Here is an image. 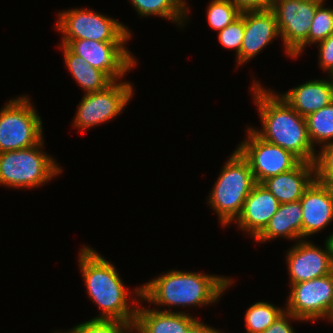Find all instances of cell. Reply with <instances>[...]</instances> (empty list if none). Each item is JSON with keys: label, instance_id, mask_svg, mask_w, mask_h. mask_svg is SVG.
I'll list each match as a JSON object with an SVG mask.
<instances>
[{"label": "cell", "instance_id": "6da1fadb", "mask_svg": "<svg viewBox=\"0 0 333 333\" xmlns=\"http://www.w3.org/2000/svg\"><path fill=\"white\" fill-rule=\"evenodd\" d=\"M78 263L87 295L100 308L101 314L94 318L118 319L133 328L142 297L141 286L132 292L128 290L115 265L91 246L83 245L78 254ZM129 299L133 304L129 303Z\"/></svg>", "mask_w": 333, "mask_h": 333}, {"label": "cell", "instance_id": "7a4b0ae2", "mask_svg": "<svg viewBox=\"0 0 333 333\" xmlns=\"http://www.w3.org/2000/svg\"><path fill=\"white\" fill-rule=\"evenodd\" d=\"M252 82V99L262 126L261 129L252 126V130L265 141L291 152L301 162L314 163L317 151L309 139L305 117L282 99L279 92L264 88L255 78Z\"/></svg>", "mask_w": 333, "mask_h": 333}, {"label": "cell", "instance_id": "3957f363", "mask_svg": "<svg viewBox=\"0 0 333 333\" xmlns=\"http://www.w3.org/2000/svg\"><path fill=\"white\" fill-rule=\"evenodd\" d=\"M234 280L222 275L170 270L141 285L142 301L157 307H203L220 301Z\"/></svg>", "mask_w": 333, "mask_h": 333}, {"label": "cell", "instance_id": "277c9868", "mask_svg": "<svg viewBox=\"0 0 333 333\" xmlns=\"http://www.w3.org/2000/svg\"><path fill=\"white\" fill-rule=\"evenodd\" d=\"M217 176L207 203L226 228L234 224L241 214L244 201L256 182L248 161L237 149L231 153Z\"/></svg>", "mask_w": 333, "mask_h": 333}, {"label": "cell", "instance_id": "5b68a950", "mask_svg": "<svg viewBox=\"0 0 333 333\" xmlns=\"http://www.w3.org/2000/svg\"><path fill=\"white\" fill-rule=\"evenodd\" d=\"M44 139L25 149L0 153V186L33 189L45 185L62 173L52 155L43 151Z\"/></svg>", "mask_w": 333, "mask_h": 333}, {"label": "cell", "instance_id": "8992f818", "mask_svg": "<svg viewBox=\"0 0 333 333\" xmlns=\"http://www.w3.org/2000/svg\"><path fill=\"white\" fill-rule=\"evenodd\" d=\"M32 104L30 97L21 95L0 109V153L35 146L44 139L42 118Z\"/></svg>", "mask_w": 333, "mask_h": 333}, {"label": "cell", "instance_id": "52a82bcc", "mask_svg": "<svg viewBox=\"0 0 333 333\" xmlns=\"http://www.w3.org/2000/svg\"><path fill=\"white\" fill-rule=\"evenodd\" d=\"M56 29L61 40H95L99 42H128L132 31L115 18L90 8H71L57 14Z\"/></svg>", "mask_w": 333, "mask_h": 333}, {"label": "cell", "instance_id": "ba28073f", "mask_svg": "<svg viewBox=\"0 0 333 333\" xmlns=\"http://www.w3.org/2000/svg\"><path fill=\"white\" fill-rule=\"evenodd\" d=\"M318 0H272L284 52L292 59L298 58L308 46V36Z\"/></svg>", "mask_w": 333, "mask_h": 333}, {"label": "cell", "instance_id": "9c48e42d", "mask_svg": "<svg viewBox=\"0 0 333 333\" xmlns=\"http://www.w3.org/2000/svg\"><path fill=\"white\" fill-rule=\"evenodd\" d=\"M131 82L113 81L104 90L83 95L78 104L73 126L84 133L87 129L116 119L134 95Z\"/></svg>", "mask_w": 333, "mask_h": 333}, {"label": "cell", "instance_id": "30bf717a", "mask_svg": "<svg viewBox=\"0 0 333 333\" xmlns=\"http://www.w3.org/2000/svg\"><path fill=\"white\" fill-rule=\"evenodd\" d=\"M74 54L83 57L90 66L103 71L112 81H121L138 65L127 42H99L95 40H61ZM128 72V73H127Z\"/></svg>", "mask_w": 333, "mask_h": 333}, {"label": "cell", "instance_id": "8fae6325", "mask_svg": "<svg viewBox=\"0 0 333 333\" xmlns=\"http://www.w3.org/2000/svg\"><path fill=\"white\" fill-rule=\"evenodd\" d=\"M247 137L236 147L248 161L256 183L269 177L288 172L301 161L286 149L260 138L247 126Z\"/></svg>", "mask_w": 333, "mask_h": 333}, {"label": "cell", "instance_id": "7c38bea8", "mask_svg": "<svg viewBox=\"0 0 333 333\" xmlns=\"http://www.w3.org/2000/svg\"><path fill=\"white\" fill-rule=\"evenodd\" d=\"M289 287L285 311L305 322L328 318L333 306V272Z\"/></svg>", "mask_w": 333, "mask_h": 333}, {"label": "cell", "instance_id": "4fadbf2b", "mask_svg": "<svg viewBox=\"0 0 333 333\" xmlns=\"http://www.w3.org/2000/svg\"><path fill=\"white\" fill-rule=\"evenodd\" d=\"M285 255L289 285L320 278L333 272L331 255L325 241L323 248L308 239L298 240L288 248Z\"/></svg>", "mask_w": 333, "mask_h": 333}, {"label": "cell", "instance_id": "5bb4252c", "mask_svg": "<svg viewBox=\"0 0 333 333\" xmlns=\"http://www.w3.org/2000/svg\"><path fill=\"white\" fill-rule=\"evenodd\" d=\"M244 19V38L239 55L236 57L237 67L255 58L266 46L276 38L280 39L274 12L269 8L260 11H247L240 14Z\"/></svg>", "mask_w": 333, "mask_h": 333}, {"label": "cell", "instance_id": "9a60e30c", "mask_svg": "<svg viewBox=\"0 0 333 333\" xmlns=\"http://www.w3.org/2000/svg\"><path fill=\"white\" fill-rule=\"evenodd\" d=\"M279 205L277 198L263 184L256 183L234 223L254 240L268 225Z\"/></svg>", "mask_w": 333, "mask_h": 333}, {"label": "cell", "instance_id": "2e32d148", "mask_svg": "<svg viewBox=\"0 0 333 333\" xmlns=\"http://www.w3.org/2000/svg\"><path fill=\"white\" fill-rule=\"evenodd\" d=\"M302 239L318 234L333 221V202L323 183L314 180L300 198Z\"/></svg>", "mask_w": 333, "mask_h": 333}, {"label": "cell", "instance_id": "e0dca14e", "mask_svg": "<svg viewBox=\"0 0 333 333\" xmlns=\"http://www.w3.org/2000/svg\"><path fill=\"white\" fill-rule=\"evenodd\" d=\"M142 298L137 307L136 319L132 332L134 333H185L197 320L196 317L184 311L168 309L144 308ZM159 309V310H158Z\"/></svg>", "mask_w": 333, "mask_h": 333}, {"label": "cell", "instance_id": "ac0fdd59", "mask_svg": "<svg viewBox=\"0 0 333 333\" xmlns=\"http://www.w3.org/2000/svg\"><path fill=\"white\" fill-rule=\"evenodd\" d=\"M283 93L278 95L301 116L306 117L333 102V82L330 78L311 79Z\"/></svg>", "mask_w": 333, "mask_h": 333}, {"label": "cell", "instance_id": "d6986e66", "mask_svg": "<svg viewBox=\"0 0 333 333\" xmlns=\"http://www.w3.org/2000/svg\"><path fill=\"white\" fill-rule=\"evenodd\" d=\"M315 180L314 163L300 162L292 170L267 178L263 184L280 204L299 201Z\"/></svg>", "mask_w": 333, "mask_h": 333}, {"label": "cell", "instance_id": "ffe728a7", "mask_svg": "<svg viewBox=\"0 0 333 333\" xmlns=\"http://www.w3.org/2000/svg\"><path fill=\"white\" fill-rule=\"evenodd\" d=\"M277 238L302 240V207L300 200L280 204L265 229L254 239L263 243Z\"/></svg>", "mask_w": 333, "mask_h": 333}, {"label": "cell", "instance_id": "44dd1931", "mask_svg": "<svg viewBox=\"0 0 333 333\" xmlns=\"http://www.w3.org/2000/svg\"><path fill=\"white\" fill-rule=\"evenodd\" d=\"M59 48L62 50L66 68L85 94L104 90L113 82L103 71L90 66L83 57L74 54L66 45L61 44Z\"/></svg>", "mask_w": 333, "mask_h": 333}, {"label": "cell", "instance_id": "7402d4cb", "mask_svg": "<svg viewBox=\"0 0 333 333\" xmlns=\"http://www.w3.org/2000/svg\"><path fill=\"white\" fill-rule=\"evenodd\" d=\"M141 17L159 16L183 28L189 20L186 0H129Z\"/></svg>", "mask_w": 333, "mask_h": 333}, {"label": "cell", "instance_id": "603a6c76", "mask_svg": "<svg viewBox=\"0 0 333 333\" xmlns=\"http://www.w3.org/2000/svg\"><path fill=\"white\" fill-rule=\"evenodd\" d=\"M309 139L314 148L333 142V102L305 117ZM316 144V145H315Z\"/></svg>", "mask_w": 333, "mask_h": 333}, {"label": "cell", "instance_id": "cb8c5ba5", "mask_svg": "<svg viewBox=\"0 0 333 333\" xmlns=\"http://www.w3.org/2000/svg\"><path fill=\"white\" fill-rule=\"evenodd\" d=\"M284 312L285 307H277L268 301L252 304L245 313L246 333H263Z\"/></svg>", "mask_w": 333, "mask_h": 333}, {"label": "cell", "instance_id": "d4e9b609", "mask_svg": "<svg viewBox=\"0 0 333 333\" xmlns=\"http://www.w3.org/2000/svg\"><path fill=\"white\" fill-rule=\"evenodd\" d=\"M207 7L208 25L216 31L223 30L241 14L231 0H210Z\"/></svg>", "mask_w": 333, "mask_h": 333}, {"label": "cell", "instance_id": "484cf974", "mask_svg": "<svg viewBox=\"0 0 333 333\" xmlns=\"http://www.w3.org/2000/svg\"><path fill=\"white\" fill-rule=\"evenodd\" d=\"M62 333H133L132 327L118 319L92 318Z\"/></svg>", "mask_w": 333, "mask_h": 333}, {"label": "cell", "instance_id": "4316f807", "mask_svg": "<svg viewBox=\"0 0 333 333\" xmlns=\"http://www.w3.org/2000/svg\"><path fill=\"white\" fill-rule=\"evenodd\" d=\"M322 2L315 11L308 36V45L317 44L333 34V8Z\"/></svg>", "mask_w": 333, "mask_h": 333}, {"label": "cell", "instance_id": "83f0119b", "mask_svg": "<svg viewBox=\"0 0 333 333\" xmlns=\"http://www.w3.org/2000/svg\"><path fill=\"white\" fill-rule=\"evenodd\" d=\"M244 30V19L240 15L235 21L218 32V40L222 47L226 49H235L236 57L240 53L244 38Z\"/></svg>", "mask_w": 333, "mask_h": 333}, {"label": "cell", "instance_id": "f1b7e54d", "mask_svg": "<svg viewBox=\"0 0 333 333\" xmlns=\"http://www.w3.org/2000/svg\"><path fill=\"white\" fill-rule=\"evenodd\" d=\"M314 161L315 178H333V142L320 147Z\"/></svg>", "mask_w": 333, "mask_h": 333}, {"label": "cell", "instance_id": "f546056e", "mask_svg": "<svg viewBox=\"0 0 333 333\" xmlns=\"http://www.w3.org/2000/svg\"><path fill=\"white\" fill-rule=\"evenodd\" d=\"M316 45L319 49V54L317 55L319 68L329 74L333 70V34Z\"/></svg>", "mask_w": 333, "mask_h": 333}, {"label": "cell", "instance_id": "4dcf8cb0", "mask_svg": "<svg viewBox=\"0 0 333 333\" xmlns=\"http://www.w3.org/2000/svg\"><path fill=\"white\" fill-rule=\"evenodd\" d=\"M303 321L291 313L285 311L277 320L272 323L263 333H296L291 325V321Z\"/></svg>", "mask_w": 333, "mask_h": 333}, {"label": "cell", "instance_id": "1f68e13d", "mask_svg": "<svg viewBox=\"0 0 333 333\" xmlns=\"http://www.w3.org/2000/svg\"><path fill=\"white\" fill-rule=\"evenodd\" d=\"M232 3L243 13L247 11H260L269 9L270 0H231Z\"/></svg>", "mask_w": 333, "mask_h": 333}, {"label": "cell", "instance_id": "d6a6232c", "mask_svg": "<svg viewBox=\"0 0 333 333\" xmlns=\"http://www.w3.org/2000/svg\"><path fill=\"white\" fill-rule=\"evenodd\" d=\"M219 329L206 325L201 320L197 319L185 333H219Z\"/></svg>", "mask_w": 333, "mask_h": 333}, {"label": "cell", "instance_id": "836d02e7", "mask_svg": "<svg viewBox=\"0 0 333 333\" xmlns=\"http://www.w3.org/2000/svg\"><path fill=\"white\" fill-rule=\"evenodd\" d=\"M316 181L323 183L328 189L333 202V178H315Z\"/></svg>", "mask_w": 333, "mask_h": 333}, {"label": "cell", "instance_id": "e575fe53", "mask_svg": "<svg viewBox=\"0 0 333 333\" xmlns=\"http://www.w3.org/2000/svg\"><path fill=\"white\" fill-rule=\"evenodd\" d=\"M325 242L328 245L329 252H330V255H331L332 264H333V232L331 234H329L328 237H326Z\"/></svg>", "mask_w": 333, "mask_h": 333}, {"label": "cell", "instance_id": "d590c367", "mask_svg": "<svg viewBox=\"0 0 333 333\" xmlns=\"http://www.w3.org/2000/svg\"><path fill=\"white\" fill-rule=\"evenodd\" d=\"M327 320L333 324V306L330 310V313H329V316H328Z\"/></svg>", "mask_w": 333, "mask_h": 333}, {"label": "cell", "instance_id": "8d00e7d4", "mask_svg": "<svg viewBox=\"0 0 333 333\" xmlns=\"http://www.w3.org/2000/svg\"><path fill=\"white\" fill-rule=\"evenodd\" d=\"M328 78L333 82V70L328 74Z\"/></svg>", "mask_w": 333, "mask_h": 333}, {"label": "cell", "instance_id": "74e56055", "mask_svg": "<svg viewBox=\"0 0 333 333\" xmlns=\"http://www.w3.org/2000/svg\"><path fill=\"white\" fill-rule=\"evenodd\" d=\"M53 333H62V332H61V330H59L58 332H57V330H56V332L54 331Z\"/></svg>", "mask_w": 333, "mask_h": 333}]
</instances>
